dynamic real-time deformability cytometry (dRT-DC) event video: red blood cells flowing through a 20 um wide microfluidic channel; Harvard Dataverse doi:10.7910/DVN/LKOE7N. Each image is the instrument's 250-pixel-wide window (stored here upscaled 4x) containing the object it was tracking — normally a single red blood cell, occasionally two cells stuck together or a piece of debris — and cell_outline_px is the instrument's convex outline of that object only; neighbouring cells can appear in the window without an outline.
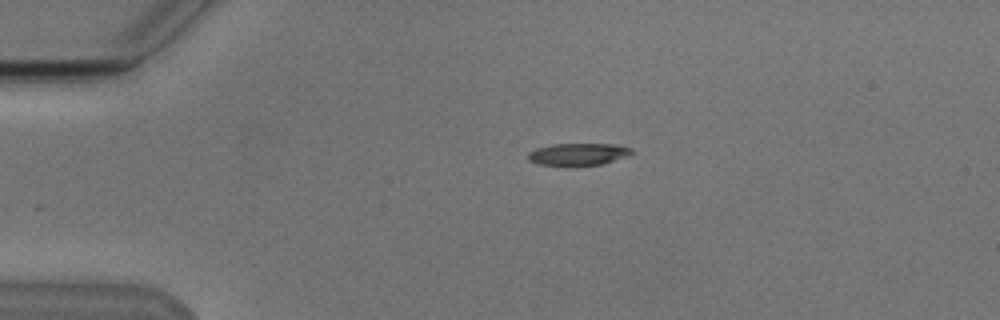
{"species": "Egyptian fruit bat (a non-hibernating species)", "species_latin": "Rousettus aegyptiacus", "temperature_condition": "cold", "stored_images_in_passage": 3, "camera_frame_rate_fps": 3000, "um_per_image_px": 0.085, "animal": {"sex": "male"}, "frame": {"image": 1, "passage_image": 1, "time_ms": 0.0, "image_size_px": [1000, 320], "cell_outline_px": [[636, 152], [628, 156], [604, 164], [572, 168], [564, 168], [536, 164], [528, 160], [528, 152], [536, 148], [552, 144], [616, 144], [632, 148]], "centroid_in_image_um": [49.14, 13.16], "position_along_channel_um": 35.9, "area_um2": 14.33}}